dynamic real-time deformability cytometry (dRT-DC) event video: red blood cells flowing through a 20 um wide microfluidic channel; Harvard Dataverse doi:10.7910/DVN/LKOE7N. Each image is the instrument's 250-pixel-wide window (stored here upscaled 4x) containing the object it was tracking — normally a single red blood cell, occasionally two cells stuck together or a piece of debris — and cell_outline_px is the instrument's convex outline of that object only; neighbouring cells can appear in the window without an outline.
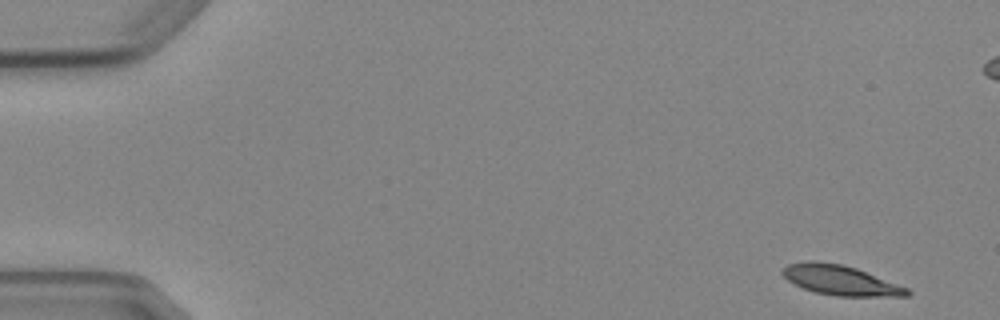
{"species": "Egyptian fruit bat (a non-hibernating species)", "species_latin": "Rousettus aegyptiacus", "temperature_condition": "cold", "stored_images_in_passage": 5, "camera_frame_rate_fps": 3000, "um_per_image_px": 0.085, "animal": {"sex": "female"}, "frame": {"image": 1, "passage_image": 1, "time_ms": 0.0, "image_size_px": [1000, 320], "cell_outline_px": [[912, 292], [908, 296], [836, 296], [816, 292], [804, 288], [788, 280], [780, 272], [788, 264], [808, 260], [812, 260], [844, 264], [856, 268], [908, 288]], "centroid_in_image_um": [71.44, 23.81], "position_along_channel_um": 13.6, "area_um2": 21.56}}